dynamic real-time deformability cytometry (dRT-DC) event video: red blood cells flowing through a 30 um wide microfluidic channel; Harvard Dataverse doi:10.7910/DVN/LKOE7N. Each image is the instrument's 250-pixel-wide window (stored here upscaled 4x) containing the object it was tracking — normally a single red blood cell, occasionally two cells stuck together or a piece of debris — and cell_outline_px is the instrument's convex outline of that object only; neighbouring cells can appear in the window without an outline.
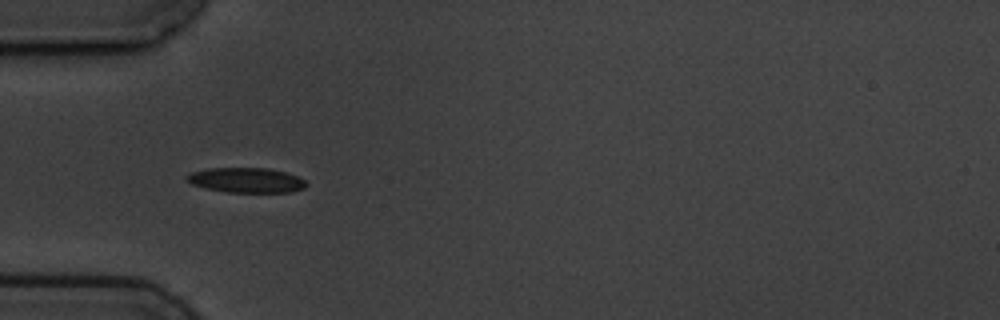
{"species": "common noctule bat (a hibernating species)", "species_latin": "Nyctalus noctula", "temperature_condition": "cold", "stored_images_in_passage": 9, "camera_frame_rate_fps": 3000, "um_per_image_px": 0.085, "animal": {"sex": "male", "body_mass_g": 19.5, "forearm_length_mm": 54.6}, "frame": {"image": 1, "passage_image": 4, "time_ms": 3.333, "image_size_px": [1000, 320], "cell_outline_px": [[308, 184], [304, 188], [292, 192], [228, 192], [204, 188], [192, 184], [184, 176], [192, 172], [208, 168], [268, 168], [284, 172], [296, 176], [304, 180]], "centroid_in_image_um": [20.92, 15.31], "position_along_channel_um": 64.1, "area_um2": 17.28}}
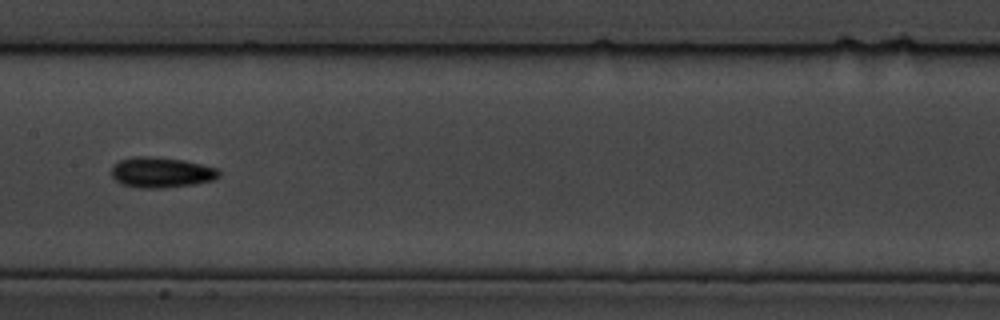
{"frame": {"image": 2, "passage_image": 7, "time_ms": 7.0, "image_size_px": [1000, 320], "cell_outline_px": [[220, 176], [212, 180], [192, 184], [160, 188], [140, 188], [120, 184], [112, 176], [112, 164], [120, 160], [132, 156], [148, 156], [184, 160], [216, 168], [220, 172]], "centroid_in_image_um": [13.66, 14.65], "position_along_channel_um": 193.7, "area_um2": 19.02}}
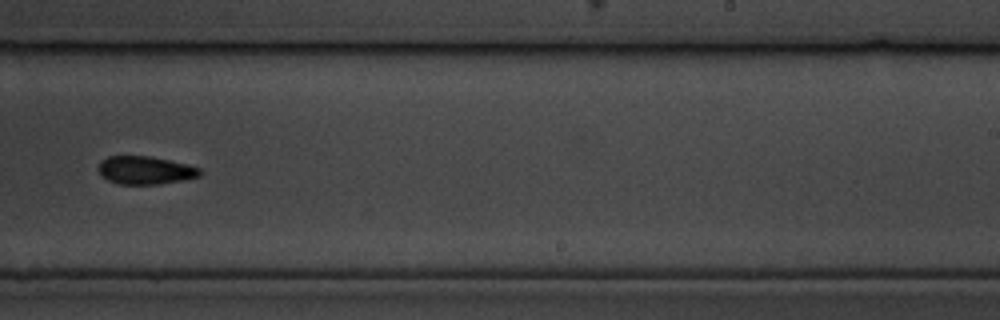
{"frame": {"image": 3, "passage_image": 9, "time_ms": 9.333, "image_size_px": [1000, 320], "cell_outline_px": [[200, 176], [184, 180], [160, 184], [116, 184], [100, 176], [96, 168], [100, 160], [108, 156], [148, 156], [168, 160], [200, 168]], "centroid_in_image_um": [12.26, 14.48], "position_along_channel_um": 276.7, "area_um2": 16.7}}